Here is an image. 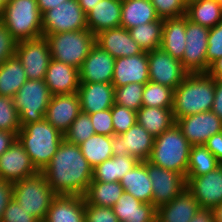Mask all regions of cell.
<instances>
[{
	"mask_svg": "<svg viewBox=\"0 0 222 222\" xmlns=\"http://www.w3.org/2000/svg\"><path fill=\"white\" fill-rule=\"evenodd\" d=\"M114 135H121L137 123V112L114 104L111 108Z\"/></svg>",
	"mask_w": 222,
	"mask_h": 222,
	"instance_id": "obj_43",
	"label": "cell"
},
{
	"mask_svg": "<svg viewBox=\"0 0 222 222\" xmlns=\"http://www.w3.org/2000/svg\"><path fill=\"white\" fill-rule=\"evenodd\" d=\"M41 172L57 195L84 196L93 177V168L82 155L80 146L65 139Z\"/></svg>",
	"mask_w": 222,
	"mask_h": 222,
	"instance_id": "obj_1",
	"label": "cell"
},
{
	"mask_svg": "<svg viewBox=\"0 0 222 222\" xmlns=\"http://www.w3.org/2000/svg\"><path fill=\"white\" fill-rule=\"evenodd\" d=\"M38 172L17 139L0 156V179L14 183Z\"/></svg>",
	"mask_w": 222,
	"mask_h": 222,
	"instance_id": "obj_17",
	"label": "cell"
},
{
	"mask_svg": "<svg viewBox=\"0 0 222 222\" xmlns=\"http://www.w3.org/2000/svg\"><path fill=\"white\" fill-rule=\"evenodd\" d=\"M186 188L200 208L213 209L222 202V164L197 177H186Z\"/></svg>",
	"mask_w": 222,
	"mask_h": 222,
	"instance_id": "obj_16",
	"label": "cell"
},
{
	"mask_svg": "<svg viewBox=\"0 0 222 222\" xmlns=\"http://www.w3.org/2000/svg\"><path fill=\"white\" fill-rule=\"evenodd\" d=\"M155 7L150 0H123L120 26L127 30L141 24L158 20Z\"/></svg>",
	"mask_w": 222,
	"mask_h": 222,
	"instance_id": "obj_30",
	"label": "cell"
},
{
	"mask_svg": "<svg viewBox=\"0 0 222 222\" xmlns=\"http://www.w3.org/2000/svg\"><path fill=\"white\" fill-rule=\"evenodd\" d=\"M43 222H85L84 196L56 195Z\"/></svg>",
	"mask_w": 222,
	"mask_h": 222,
	"instance_id": "obj_24",
	"label": "cell"
},
{
	"mask_svg": "<svg viewBox=\"0 0 222 222\" xmlns=\"http://www.w3.org/2000/svg\"><path fill=\"white\" fill-rule=\"evenodd\" d=\"M15 55L22 63L28 80H44L52 59L48 41L44 36L17 42Z\"/></svg>",
	"mask_w": 222,
	"mask_h": 222,
	"instance_id": "obj_10",
	"label": "cell"
},
{
	"mask_svg": "<svg viewBox=\"0 0 222 222\" xmlns=\"http://www.w3.org/2000/svg\"><path fill=\"white\" fill-rule=\"evenodd\" d=\"M20 129L19 116L13 98L0 96V131L14 133L17 136Z\"/></svg>",
	"mask_w": 222,
	"mask_h": 222,
	"instance_id": "obj_42",
	"label": "cell"
},
{
	"mask_svg": "<svg viewBox=\"0 0 222 222\" xmlns=\"http://www.w3.org/2000/svg\"><path fill=\"white\" fill-rule=\"evenodd\" d=\"M212 211L214 214V221L222 222V202L219 205L215 206Z\"/></svg>",
	"mask_w": 222,
	"mask_h": 222,
	"instance_id": "obj_58",
	"label": "cell"
},
{
	"mask_svg": "<svg viewBox=\"0 0 222 222\" xmlns=\"http://www.w3.org/2000/svg\"><path fill=\"white\" fill-rule=\"evenodd\" d=\"M220 165L221 163L205 145H193L190 149L186 177H197L207 174Z\"/></svg>",
	"mask_w": 222,
	"mask_h": 222,
	"instance_id": "obj_38",
	"label": "cell"
},
{
	"mask_svg": "<svg viewBox=\"0 0 222 222\" xmlns=\"http://www.w3.org/2000/svg\"><path fill=\"white\" fill-rule=\"evenodd\" d=\"M200 206L185 188L171 202L157 208L156 219L160 222H190Z\"/></svg>",
	"mask_w": 222,
	"mask_h": 222,
	"instance_id": "obj_25",
	"label": "cell"
},
{
	"mask_svg": "<svg viewBox=\"0 0 222 222\" xmlns=\"http://www.w3.org/2000/svg\"><path fill=\"white\" fill-rule=\"evenodd\" d=\"M191 146L175 123L155 138L151 155L147 161L186 177Z\"/></svg>",
	"mask_w": 222,
	"mask_h": 222,
	"instance_id": "obj_4",
	"label": "cell"
},
{
	"mask_svg": "<svg viewBox=\"0 0 222 222\" xmlns=\"http://www.w3.org/2000/svg\"><path fill=\"white\" fill-rule=\"evenodd\" d=\"M1 21L17 42L43 36L37 0H8Z\"/></svg>",
	"mask_w": 222,
	"mask_h": 222,
	"instance_id": "obj_5",
	"label": "cell"
},
{
	"mask_svg": "<svg viewBox=\"0 0 222 222\" xmlns=\"http://www.w3.org/2000/svg\"><path fill=\"white\" fill-rule=\"evenodd\" d=\"M16 139L17 136L14 133L0 131V156L10 148Z\"/></svg>",
	"mask_w": 222,
	"mask_h": 222,
	"instance_id": "obj_53",
	"label": "cell"
},
{
	"mask_svg": "<svg viewBox=\"0 0 222 222\" xmlns=\"http://www.w3.org/2000/svg\"><path fill=\"white\" fill-rule=\"evenodd\" d=\"M84 13L90 12L101 0H77Z\"/></svg>",
	"mask_w": 222,
	"mask_h": 222,
	"instance_id": "obj_57",
	"label": "cell"
},
{
	"mask_svg": "<svg viewBox=\"0 0 222 222\" xmlns=\"http://www.w3.org/2000/svg\"><path fill=\"white\" fill-rule=\"evenodd\" d=\"M56 195L42 172L13 183V198L41 222L45 220Z\"/></svg>",
	"mask_w": 222,
	"mask_h": 222,
	"instance_id": "obj_7",
	"label": "cell"
},
{
	"mask_svg": "<svg viewBox=\"0 0 222 222\" xmlns=\"http://www.w3.org/2000/svg\"><path fill=\"white\" fill-rule=\"evenodd\" d=\"M136 119L137 124L145 128L154 138L176 123L172 108L142 106L137 111Z\"/></svg>",
	"mask_w": 222,
	"mask_h": 222,
	"instance_id": "obj_31",
	"label": "cell"
},
{
	"mask_svg": "<svg viewBox=\"0 0 222 222\" xmlns=\"http://www.w3.org/2000/svg\"><path fill=\"white\" fill-rule=\"evenodd\" d=\"M145 84L131 83L115 88V104L125 106L133 111L142 107V94Z\"/></svg>",
	"mask_w": 222,
	"mask_h": 222,
	"instance_id": "obj_40",
	"label": "cell"
},
{
	"mask_svg": "<svg viewBox=\"0 0 222 222\" xmlns=\"http://www.w3.org/2000/svg\"><path fill=\"white\" fill-rule=\"evenodd\" d=\"M160 19L182 17L186 14V4L183 0H150Z\"/></svg>",
	"mask_w": 222,
	"mask_h": 222,
	"instance_id": "obj_44",
	"label": "cell"
},
{
	"mask_svg": "<svg viewBox=\"0 0 222 222\" xmlns=\"http://www.w3.org/2000/svg\"><path fill=\"white\" fill-rule=\"evenodd\" d=\"M209 30L186 17V46L181 63L189 73H206L209 69L206 58Z\"/></svg>",
	"mask_w": 222,
	"mask_h": 222,
	"instance_id": "obj_11",
	"label": "cell"
},
{
	"mask_svg": "<svg viewBox=\"0 0 222 222\" xmlns=\"http://www.w3.org/2000/svg\"><path fill=\"white\" fill-rule=\"evenodd\" d=\"M51 97L44 80H27L13 96L21 127L42 121Z\"/></svg>",
	"mask_w": 222,
	"mask_h": 222,
	"instance_id": "obj_8",
	"label": "cell"
},
{
	"mask_svg": "<svg viewBox=\"0 0 222 222\" xmlns=\"http://www.w3.org/2000/svg\"><path fill=\"white\" fill-rule=\"evenodd\" d=\"M204 145L222 164V132L209 137Z\"/></svg>",
	"mask_w": 222,
	"mask_h": 222,
	"instance_id": "obj_51",
	"label": "cell"
},
{
	"mask_svg": "<svg viewBox=\"0 0 222 222\" xmlns=\"http://www.w3.org/2000/svg\"><path fill=\"white\" fill-rule=\"evenodd\" d=\"M1 222H41L34 216L28 214V212L23 209L18 202L12 198L4 213Z\"/></svg>",
	"mask_w": 222,
	"mask_h": 222,
	"instance_id": "obj_47",
	"label": "cell"
},
{
	"mask_svg": "<svg viewBox=\"0 0 222 222\" xmlns=\"http://www.w3.org/2000/svg\"><path fill=\"white\" fill-rule=\"evenodd\" d=\"M77 94L81 111L88 114L111 109L115 104V87L111 83L80 82Z\"/></svg>",
	"mask_w": 222,
	"mask_h": 222,
	"instance_id": "obj_21",
	"label": "cell"
},
{
	"mask_svg": "<svg viewBox=\"0 0 222 222\" xmlns=\"http://www.w3.org/2000/svg\"><path fill=\"white\" fill-rule=\"evenodd\" d=\"M93 135H95V131L90 116L88 113L81 111L72 122L69 130L64 134V139L79 146Z\"/></svg>",
	"mask_w": 222,
	"mask_h": 222,
	"instance_id": "obj_41",
	"label": "cell"
},
{
	"mask_svg": "<svg viewBox=\"0 0 222 222\" xmlns=\"http://www.w3.org/2000/svg\"><path fill=\"white\" fill-rule=\"evenodd\" d=\"M219 4H220V6L222 7V0H216Z\"/></svg>",
	"mask_w": 222,
	"mask_h": 222,
	"instance_id": "obj_61",
	"label": "cell"
},
{
	"mask_svg": "<svg viewBox=\"0 0 222 222\" xmlns=\"http://www.w3.org/2000/svg\"><path fill=\"white\" fill-rule=\"evenodd\" d=\"M139 162L129 154L125 156H112L93 168L92 181L119 182Z\"/></svg>",
	"mask_w": 222,
	"mask_h": 222,
	"instance_id": "obj_32",
	"label": "cell"
},
{
	"mask_svg": "<svg viewBox=\"0 0 222 222\" xmlns=\"http://www.w3.org/2000/svg\"><path fill=\"white\" fill-rule=\"evenodd\" d=\"M17 140L29 155L35 168L41 172L50 163L64 135L45 118L21 127Z\"/></svg>",
	"mask_w": 222,
	"mask_h": 222,
	"instance_id": "obj_3",
	"label": "cell"
},
{
	"mask_svg": "<svg viewBox=\"0 0 222 222\" xmlns=\"http://www.w3.org/2000/svg\"><path fill=\"white\" fill-rule=\"evenodd\" d=\"M173 89L148 81L143 89L142 106L146 107H173Z\"/></svg>",
	"mask_w": 222,
	"mask_h": 222,
	"instance_id": "obj_39",
	"label": "cell"
},
{
	"mask_svg": "<svg viewBox=\"0 0 222 222\" xmlns=\"http://www.w3.org/2000/svg\"><path fill=\"white\" fill-rule=\"evenodd\" d=\"M182 134L193 145H204L209 137L222 132V120L212 111L176 119Z\"/></svg>",
	"mask_w": 222,
	"mask_h": 222,
	"instance_id": "obj_15",
	"label": "cell"
},
{
	"mask_svg": "<svg viewBox=\"0 0 222 222\" xmlns=\"http://www.w3.org/2000/svg\"><path fill=\"white\" fill-rule=\"evenodd\" d=\"M85 222H119L112 207H101L85 201Z\"/></svg>",
	"mask_w": 222,
	"mask_h": 222,
	"instance_id": "obj_46",
	"label": "cell"
},
{
	"mask_svg": "<svg viewBox=\"0 0 222 222\" xmlns=\"http://www.w3.org/2000/svg\"><path fill=\"white\" fill-rule=\"evenodd\" d=\"M149 81L147 52L115 59L112 85L122 87L131 83L146 84Z\"/></svg>",
	"mask_w": 222,
	"mask_h": 222,
	"instance_id": "obj_20",
	"label": "cell"
},
{
	"mask_svg": "<svg viewBox=\"0 0 222 222\" xmlns=\"http://www.w3.org/2000/svg\"><path fill=\"white\" fill-rule=\"evenodd\" d=\"M155 138L141 125L135 124L121 135L112 136L113 156L135 157L147 161L151 155Z\"/></svg>",
	"mask_w": 222,
	"mask_h": 222,
	"instance_id": "obj_13",
	"label": "cell"
},
{
	"mask_svg": "<svg viewBox=\"0 0 222 222\" xmlns=\"http://www.w3.org/2000/svg\"><path fill=\"white\" fill-rule=\"evenodd\" d=\"M121 0H101L86 14L87 27L94 35L120 26Z\"/></svg>",
	"mask_w": 222,
	"mask_h": 222,
	"instance_id": "obj_26",
	"label": "cell"
},
{
	"mask_svg": "<svg viewBox=\"0 0 222 222\" xmlns=\"http://www.w3.org/2000/svg\"><path fill=\"white\" fill-rule=\"evenodd\" d=\"M119 182L125 192L142 203L152 204L153 189L148 176L147 161H140Z\"/></svg>",
	"mask_w": 222,
	"mask_h": 222,
	"instance_id": "obj_28",
	"label": "cell"
},
{
	"mask_svg": "<svg viewBox=\"0 0 222 222\" xmlns=\"http://www.w3.org/2000/svg\"><path fill=\"white\" fill-rule=\"evenodd\" d=\"M80 112L77 92L53 95L46 109L45 119L64 135Z\"/></svg>",
	"mask_w": 222,
	"mask_h": 222,
	"instance_id": "obj_18",
	"label": "cell"
},
{
	"mask_svg": "<svg viewBox=\"0 0 222 222\" xmlns=\"http://www.w3.org/2000/svg\"><path fill=\"white\" fill-rule=\"evenodd\" d=\"M211 111L222 120V78L215 79V96Z\"/></svg>",
	"mask_w": 222,
	"mask_h": 222,
	"instance_id": "obj_52",
	"label": "cell"
},
{
	"mask_svg": "<svg viewBox=\"0 0 222 222\" xmlns=\"http://www.w3.org/2000/svg\"><path fill=\"white\" fill-rule=\"evenodd\" d=\"M66 1L67 0H37V4L41 14H43L44 12L53 9Z\"/></svg>",
	"mask_w": 222,
	"mask_h": 222,
	"instance_id": "obj_56",
	"label": "cell"
},
{
	"mask_svg": "<svg viewBox=\"0 0 222 222\" xmlns=\"http://www.w3.org/2000/svg\"><path fill=\"white\" fill-rule=\"evenodd\" d=\"M17 41L0 20V66L16 52Z\"/></svg>",
	"mask_w": 222,
	"mask_h": 222,
	"instance_id": "obj_49",
	"label": "cell"
},
{
	"mask_svg": "<svg viewBox=\"0 0 222 222\" xmlns=\"http://www.w3.org/2000/svg\"><path fill=\"white\" fill-rule=\"evenodd\" d=\"M163 24L164 20L159 18L156 21L132 27L128 31L143 51L148 52L161 46Z\"/></svg>",
	"mask_w": 222,
	"mask_h": 222,
	"instance_id": "obj_37",
	"label": "cell"
},
{
	"mask_svg": "<svg viewBox=\"0 0 222 222\" xmlns=\"http://www.w3.org/2000/svg\"><path fill=\"white\" fill-rule=\"evenodd\" d=\"M185 16L191 22L211 29L222 21V7L216 0H198L187 5Z\"/></svg>",
	"mask_w": 222,
	"mask_h": 222,
	"instance_id": "obj_34",
	"label": "cell"
},
{
	"mask_svg": "<svg viewBox=\"0 0 222 222\" xmlns=\"http://www.w3.org/2000/svg\"><path fill=\"white\" fill-rule=\"evenodd\" d=\"M186 16L165 19L161 48L173 58L182 60L186 46Z\"/></svg>",
	"mask_w": 222,
	"mask_h": 222,
	"instance_id": "obj_29",
	"label": "cell"
},
{
	"mask_svg": "<svg viewBox=\"0 0 222 222\" xmlns=\"http://www.w3.org/2000/svg\"><path fill=\"white\" fill-rule=\"evenodd\" d=\"M95 134L114 136L111 109L89 114Z\"/></svg>",
	"mask_w": 222,
	"mask_h": 222,
	"instance_id": "obj_48",
	"label": "cell"
},
{
	"mask_svg": "<svg viewBox=\"0 0 222 222\" xmlns=\"http://www.w3.org/2000/svg\"><path fill=\"white\" fill-rule=\"evenodd\" d=\"M52 59L80 69L91 48L95 35L88 29L46 34Z\"/></svg>",
	"mask_w": 222,
	"mask_h": 222,
	"instance_id": "obj_6",
	"label": "cell"
},
{
	"mask_svg": "<svg viewBox=\"0 0 222 222\" xmlns=\"http://www.w3.org/2000/svg\"><path fill=\"white\" fill-rule=\"evenodd\" d=\"M44 81L52 96L75 93L80 86L79 69L51 59Z\"/></svg>",
	"mask_w": 222,
	"mask_h": 222,
	"instance_id": "obj_23",
	"label": "cell"
},
{
	"mask_svg": "<svg viewBox=\"0 0 222 222\" xmlns=\"http://www.w3.org/2000/svg\"><path fill=\"white\" fill-rule=\"evenodd\" d=\"M13 198V183L0 179V222L3 218V213Z\"/></svg>",
	"mask_w": 222,
	"mask_h": 222,
	"instance_id": "obj_50",
	"label": "cell"
},
{
	"mask_svg": "<svg viewBox=\"0 0 222 222\" xmlns=\"http://www.w3.org/2000/svg\"><path fill=\"white\" fill-rule=\"evenodd\" d=\"M83 29H88L86 14L77 0H67L42 14L43 36Z\"/></svg>",
	"mask_w": 222,
	"mask_h": 222,
	"instance_id": "obj_9",
	"label": "cell"
},
{
	"mask_svg": "<svg viewBox=\"0 0 222 222\" xmlns=\"http://www.w3.org/2000/svg\"><path fill=\"white\" fill-rule=\"evenodd\" d=\"M123 193L120 182L91 181L84 198L88 204L113 207Z\"/></svg>",
	"mask_w": 222,
	"mask_h": 222,
	"instance_id": "obj_35",
	"label": "cell"
},
{
	"mask_svg": "<svg viewBox=\"0 0 222 222\" xmlns=\"http://www.w3.org/2000/svg\"><path fill=\"white\" fill-rule=\"evenodd\" d=\"M220 57H222V21L209 30L206 51L208 65Z\"/></svg>",
	"mask_w": 222,
	"mask_h": 222,
	"instance_id": "obj_45",
	"label": "cell"
},
{
	"mask_svg": "<svg viewBox=\"0 0 222 222\" xmlns=\"http://www.w3.org/2000/svg\"><path fill=\"white\" fill-rule=\"evenodd\" d=\"M27 80L22 63L14 55L0 66V96L13 98Z\"/></svg>",
	"mask_w": 222,
	"mask_h": 222,
	"instance_id": "obj_33",
	"label": "cell"
},
{
	"mask_svg": "<svg viewBox=\"0 0 222 222\" xmlns=\"http://www.w3.org/2000/svg\"><path fill=\"white\" fill-rule=\"evenodd\" d=\"M95 44L107 51L115 59L143 53V49L121 26L101 31L95 35Z\"/></svg>",
	"mask_w": 222,
	"mask_h": 222,
	"instance_id": "obj_22",
	"label": "cell"
},
{
	"mask_svg": "<svg viewBox=\"0 0 222 222\" xmlns=\"http://www.w3.org/2000/svg\"><path fill=\"white\" fill-rule=\"evenodd\" d=\"M115 58L95 44L79 69L80 82L112 83Z\"/></svg>",
	"mask_w": 222,
	"mask_h": 222,
	"instance_id": "obj_19",
	"label": "cell"
},
{
	"mask_svg": "<svg viewBox=\"0 0 222 222\" xmlns=\"http://www.w3.org/2000/svg\"><path fill=\"white\" fill-rule=\"evenodd\" d=\"M149 81L168 86L173 90L189 72L180 60L173 58L161 47L147 52Z\"/></svg>",
	"mask_w": 222,
	"mask_h": 222,
	"instance_id": "obj_12",
	"label": "cell"
},
{
	"mask_svg": "<svg viewBox=\"0 0 222 222\" xmlns=\"http://www.w3.org/2000/svg\"><path fill=\"white\" fill-rule=\"evenodd\" d=\"M8 3V0H0V20L2 18L5 5Z\"/></svg>",
	"mask_w": 222,
	"mask_h": 222,
	"instance_id": "obj_59",
	"label": "cell"
},
{
	"mask_svg": "<svg viewBox=\"0 0 222 222\" xmlns=\"http://www.w3.org/2000/svg\"><path fill=\"white\" fill-rule=\"evenodd\" d=\"M195 1H198V0H183V2L186 4V6L192 2H195Z\"/></svg>",
	"mask_w": 222,
	"mask_h": 222,
	"instance_id": "obj_60",
	"label": "cell"
},
{
	"mask_svg": "<svg viewBox=\"0 0 222 222\" xmlns=\"http://www.w3.org/2000/svg\"><path fill=\"white\" fill-rule=\"evenodd\" d=\"M147 170L153 189L152 204L156 208L171 202L186 188V177L183 174L155 166L148 161Z\"/></svg>",
	"mask_w": 222,
	"mask_h": 222,
	"instance_id": "obj_14",
	"label": "cell"
},
{
	"mask_svg": "<svg viewBox=\"0 0 222 222\" xmlns=\"http://www.w3.org/2000/svg\"><path fill=\"white\" fill-rule=\"evenodd\" d=\"M206 73L214 79L222 78V57L212 62Z\"/></svg>",
	"mask_w": 222,
	"mask_h": 222,
	"instance_id": "obj_55",
	"label": "cell"
},
{
	"mask_svg": "<svg viewBox=\"0 0 222 222\" xmlns=\"http://www.w3.org/2000/svg\"><path fill=\"white\" fill-rule=\"evenodd\" d=\"M190 222H215L212 209L200 208Z\"/></svg>",
	"mask_w": 222,
	"mask_h": 222,
	"instance_id": "obj_54",
	"label": "cell"
},
{
	"mask_svg": "<svg viewBox=\"0 0 222 222\" xmlns=\"http://www.w3.org/2000/svg\"><path fill=\"white\" fill-rule=\"evenodd\" d=\"M215 79L207 73H189L173 91V116L176 119L211 111Z\"/></svg>",
	"mask_w": 222,
	"mask_h": 222,
	"instance_id": "obj_2",
	"label": "cell"
},
{
	"mask_svg": "<svg viewBox=\"0 0 222 222\" xmlns=\"http://www.w3.org/2000/svg\"><path fill=\"white\" fill-rule=\"evenodd\" d=\"M119 222H154L157 208L150 203H142L124 191L112 207Z\"/></svg>",
	"mask_w": 222,
	"mask_h": 222,
	"instance_id": "obj_27",
	"label": "cell"
},
{
	"mask_svg": "<svg viewBox=\"0 0 222 222\" xmlns=\"http://www.w3.org/2000/svg\"><path fill=\"white\" fill-rule=\"evenodd\" d=\"M112 136L95 134L80 144L82 155L92 168L113 156Z\"/></svg>",
	"mask_w": 222,
	"mask_h": 222,
	"instance_id": "obj_36",
	"label": "cell"
}]
</instances>
